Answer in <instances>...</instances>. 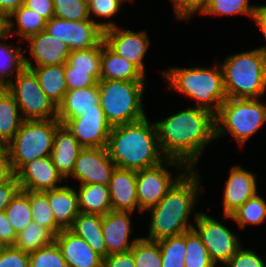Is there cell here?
Segmentation results:
<instances>
[{
	"mask_svg": "<svg viewBox=\"0 0 266 267\" xmlns=\"http://www.w3.org/2000/svg\"><path fill=\"white\" fill-rule=\"evenodd\" d=\"M154 124L164 157L189 169H195L204 148L215 139V115L198 107L181 110Z\"/></svg>",
	"mask_w": 266,
	"mask_h": 267,
	"instance_id": "6da1fadb",
	"label": "cell"
},
{
	"mask_svg": "<svg viewBox=\"0 0 266 267\" xmlns=\"http://www.w3.org/2000/svg\"><path fill=\"white\" fill-rule=\"evenodd\" d=\"M198 173L197 169H189L157 205L147 209L151 212L150 226L148 236L143 238L158 241L193 229L194 225L188 223V218L202 192Z\"/></svg>",
	"mask_w": 266,
	"mask_h": 267,
	"instance_id": "7a4b0ae2",
	"label": "cell"
},
{
	"mask_svg": "<svg viewBox=\"0 0 266 267\" xmlns=\"http://www.w3.org/2000/svg\"><path fill=\"white\" fill-rule=\"evenodd\" d=\"M106 148L111 160L121 169L143 170L166 159L158 144L155 124L147 117L112 126Z\"/></svg>",
	"mask_w": 266,
	"mask_h": 267,
	"instance_id": "3957f363",
	"label": "cell"
},
{
	"mask_svg": "<svg viewBox=\"0 0 266 267\" xmlns=\"http://www.w3.org/2000/svg\"><path fill=\"white\" fill-rule=\"evenodd\" d=\"M162 74L170 89L195 99V107L208 110L213 115L219 112L227 99L219 64L211 69L171 67Z\"/></svg>",
	"mask_w": 266,
	"mask_h": 267,
	"instance_id": "277c9868",
	"label": "cell"
},
{
	"mask_svg": "<svg viewBox=\"0 0 266 267\" xmlns=\"http://www.w3.org/2000/svg\"><path fill=\"white\" fill-rule=\"evenodd\" d=\"M227 98L259 99L266 92V52L261 48L228 56L220 64Z\"/></svg>",
	"mask_w": 266,
	"mask_h": 267,
	"instance_id": "5b68a950",
	"label": "cell"
},
{
	"mask_svg": "<svg viewBox=\"0 0 266 267\" xmlns=\"http://www.w3.org/2000/svg\"><path fill=\"white\" fill-rule=\"evenodd\" d=\"M146 81L100 80V106L111 126L146 117L143 92Z\"/></svg>",
	"mask_w": 266,
	"mask_h": 267,
	"instance_id": "8992f818",
	"label": "cell"
},
{
	"mask_svg": "<svg viewBox=\"0 0 266 267\" xmlns=\"http://www.w3.org/2000/svg\"><path fill=\"white\" fill-rule=\"evenodd\" d=\"M266 122V105L260 99L227 98L215 115V140L229 133L239 146Z\"/></svg>",
	"mask_w": 266,
	"mask_h": 267,
	"instance_id": "52a82bcc",
	"label": "cell"
},
{
	"mask_svg": "<svg viewBox=\"0 0 266 267\" xmlns=\"http://www.w3.org/2000/svg\"><path fill=\"white\" fill-rule=\"evenodd\" d=\"M61 125L58 119L22 122L13 140L6 146L14 173L29 161L51 156L54 136Z\"/></svg>",
	"mask_w": 266,
	"mask_h": 267,
	"instance_id": "ba28073f",
	"label": "cell"
},
{
	"mask_svg": "<svg viewBox=\"0 0 266 267\" xmlns=\"http://www.w3.org/2000/svg\"><path fill=\"white\" fill-rule=\"evenodd\" d=\"M6 88L13 95L24 120L57 119L58 107L43 92L32 69L24 67Z\"/></svg>",
	"mask_w": 266,
	"mask_h": 267,
	"instance_id": "9c48e42d",
	"label": "cell"
},
{
	"mask_svg": "<svg viewBox=\"0 0 266 267\" xmlns=\"http://www.w3.org/2000/svg\"><path fill=\"white\" fill-rule=\"evenodd\" d=\"M171 166H175L177 170H182V172L179 171L176 178H172L171 172L167 170ZM188 170L189 168L180 161L165 159L156 166L136 171V194L139 212L143 213L157 205Z\"/></svg>",
	"mask_w": 266,
	"mask_h": 267,
	"instance_id": "30bf717a",
	"label": "cell"
},
{
	"mask_svg": "<svg viewBox=\"0 0 266 267\" xmlns=\"http://www.w3.org/2000/svg\"><path fill=\"white\" fill-rule=\"evenodd\" d=\"M115 22H96L94 19L68 21L52 17L47 21L45 32L64 42L70 51L89 49L104 40V30L115 27Z\"/></svg>",
	"mask_w": 266,
	"mask_h": 267,
	"instance_id": "8fae6325",
	"label": "cell"
},
{
	"mask_svg": "<svg viewBox=\"0 0 266 267\" xmlns=\"http://www.w3.org/2000/svg\"><path fill=\"white\" fill-rule=\"evenodd\" d=\"M193 230L201 238L211 260L225 264L242 246L241 242L229 228L203 212L194 214Z\"/></svg>",
	"mask_w": 266,
	"mask_h": 267,
	"instance_id": "7c38bea8",
	"label": "cell"
},
{
	"mask_svg": "<svg viewBox=\"0 0 266 267\" xmlns=\"http://www.w3.org/2000/svg\"><path fill=\"white\" fill-rule=\"evenodd\" d=\"M59 121L83 148L107 147L112 126L103 110H90L83 116Z\"/></svg>",
	"mask_w": 266,
	"mask_h": 267,
	"instance_id": "4fadbf2b",
	"label": "cell"
},
{
	"mask_svg": "<svg viewBox=\"0 0 266 267\" xmlns=\"http://www.w3.org/2000/svg\"><path fill=\"white\" fill-rule=\"evenodd\" d=\"M115 169L116 165L106 147L83 148L78 154L70 176L77 179L80 185L108 184Z\"/></svg>",
	"mask_w": 266,
	"mask_h": 267,
	"instance_id": "5bb4252c",
	"label": "cell"
},
{
	"mask_svg": "<svg viewBox=\"0 0 266 267\" xmlns=\"http://www.w3.org/2000/svg\"><path fill=\"white\" fill-rule=\"evenodd\" d=\"M104 42L117 55L136 65L144 74V56L150 45L145 31L124 30L118 26L104 30Z\"/></svg>",
	"mask_w": 266,
	"mask_h": 267,
	"instance_id": "9a60e30c",
	"label": "cell"
},
{
	"mask_svg": "<svg viewBox=\"0 0 266 267\" xmlns=\"http://www.w3.org/2000/svg\"><path fill=\"white\" fill-rule=\"evenodd\" d=\"M15 175L22 191L51 190L61 187L60 183L64 182V178L54 166L51 156L25 163Z\"/></svg>",
	"mask_w": 266,
	"mask_h": 267,
	"instance_id": "2e32d148",
	"label": "cell"
},
{
	"mask_svg": "<svg viewBox=\"0 0 266 267\" xmlns=\"http://www.w3.org/2000/svg\"><path fill=\"white\" fill-rule=\"evenodd\" d=\"M133 212L111 210L102 216V233L106 245V256L109 254L129 252L136 241H129L132 231L130 215Z\"/></svg>",
	"mask_w": 266,
	"mask_h": 267,
	"instance_id": "e0dca14e",
	"label": "cell"
},
{
	"mask_svg": "<svg viewBox=\"0 0 266 267\" xmlns=\"http://www.w3.org/2000/svg\"><path fill=\"white\" fill-rule=\"evenodd\" d=\"M256 195L255 175L239 165L231 167L223 193V214L231 215L248 199Z\"/></svg>",
	"mask_w": 266,
	"mask_h": 267,
	"instance_id": "ac0fdd59",
	"label": "cell"
},
{
	"mask_svg": "<svg viewBox=\"0 0 266 267\" xmlns=\"http://www.w3.org/2000/svg\"><path fill=\"white\" fill-rule=\"evenodd\" d=\"M68 267H103L104 258L70 229L61 230L54 238Z\"/></svg>",
	"mask_w": 266,
	"mask_h": 267,
	"instance_id": "d6986e66",
	"label": "cell"
},
{
	"mask_svg": "<svg viewBox=\"0 0 266 267\" xmlns=\"http://www.w3.org/2000/svg\"><path fill=\"white\" fill-rule=\"evenodd\" d=\"M111 207L114 211H139L136 194V171L117 168L108 183Z\"/></svg>",
	"mask_w": 266,
	"mask_h": 267,
	"instance_id": "ffe728a7",
	"label": "cell"
},
{
	"mask_svg": "<svg viewBox=\"0 0 266 267\" xmlns=\"http://www.w3.org/2000/svg\"><path fill=\"white\" fill-rule=\"evenodd\" d=\"M26 41L29 43L26 46L30 45L29 53L35 60V66L64 64L71 52L64 42L45 31L29 37Z\"/></svg>",
	"mask_w": 266,
	"mask_h": 267,
	"instance_id": "44dd1931",
	"label": "cell"
},
{
	"mask_svg": "<svg viewBox=\"0 0 266 267\" xmlns=\"http://www.w3.org/2000/svg\"><path fill=\"white\" fill-rule=\"evenodd\" d=\"M90 110H102L100 92L96 86L67 90L62 103L58 106V120H70L83 116Z\"/></svg>",
	"mask_w": 266,
	"mask_h": 267,
	"instance_id": "7402d4cb",
	"label": "cell"
},
{
	"mask_svg": "<svg viewBox=\"0 0 266 267\" xmlns=\"http://www.w3.org/2000/svg\"><path fill=\"white\" fill-rule=\"evenodd\" d=\"M48 198L56 225L61 230L70 229L80 213L78 194L73 187H61L42 191Z\"/></svg>",
	"mask_w": 266,
	"mask_h": 267,
	"instance_id": "603a6c76",
	"label": "cell"
},
{
	"mask_svg": "<svg viewBox=\"0 0 266 267\" xmlns=\"http://www.w3.org/2000/svg\"><path fill=\"white\" fill-rule=\"evenodd\" d=\"M83 149L78 140L61 125L54 136L51 158L64 179L72 174L79 152Z\"/></svg>",
	"mask_w": 266,
	"mask_h": 267,
	"instance_id": "cb8c5ba5",
	"label": "cell"
},
{
	"mask_svg": "<svg viewBox=\"0 0 266 267\" xmlns=\"http://www.w3.org/2000/svg\"><path fill=\"white\" fill-rule=\"evenodd\" d=\"M144 74L136 65L117 55L101 42L100 80L145 81Z\"/></svg>",
	"mask_w": 266,
	"mask_h": 267,
	"instance_id": "d4e9b609",
	"label": "cell"
},
{
	"mask_svg": "<svg viewBox=\"0 0 266 267\" xmlns=\"http://www.w3.org/2000/svg\"><path fill=\"white\" fill-rule=\"evenodd\" d=\"M25 67L37 75L40 87L47 97L58 107L67 92L65 81V63L49 66H34L32 61L24 57Z\"/></svg>",
	"mask_w": 266,
	"mask_h": 267,
	"instance_id": "484cf974",
	"label": "cell"
},
{
	"mask_svg": "<svg viewBox=\"0 0 266 267\" xmlns=\"http://www.w3.org/2000/svg\"><path fill=\"white\" fill-rule=\"evenodd\" d=\"M77 194L82 213L104 216L112 210L108 184H83Z\"/></svg>",
	"mask_w": 266,
	"mask_h": 267,
	"instance_id": "4316f807",
	"label": "cell"
},
{
	"mask_svg": "<svg viewBox=\"0 0 266 267\" xmlns=\"http://www.w3.org/2000/svg\"><path fill=\"white\" fill-rule=\"evenodd\" d=\"M23 121L13 95L3 87L0 90V142L5 148L13 140Z\"/></svg>",
	"mask_w": 266,
	"mask_h": 267,
	"instance_id": "83f0119b",
	"label": "cell"
},
{
	"mask_svg": "<svg viewBox=\"0 0 266 267\" xmlns=\"http://www.w3.org/2000/svg\"><path fill=\"white\" fill-rule=\"evenodd\" d=\"M70 230L83 238L96 253L103 258L106 257L102 216L80 212L74 219Z\"/></svg>",
	"mask_w": 266,
	"mask_h": 267,
	"instance_id": "f1b7e54d",
	"label": "cell"
},
{
	"mask_svg": "<svg viewBox=\"0 0 266 267\" xmlns=\"http://www.w3.org/2000/svg\"><path fill=\"white\" fill-rule=\"evenodd\" d=\"M16 19V23L13 22ZM16 24V30L14 28ZM47 20L34 10L21 5L9 17H7V33L9 35H19L22 39L27 40L29 37L45 31ZM14 29V30H12Z\"/></svg>",
	"mask_w": 266,
	"mask_h": 267,
	"instance_id": "f546056e",
	"label": "cell"
},
{
	"mask_svg": "<svg viewBox=\"0 0 266 267\" xmlns=\"http://www.w3.org/2000/svg\"><path fill=\"white\" fill-rule=\"evenodd\" d=\"M9 34L0 38V85L6 87L24 67V55L22 49L11 44L3 43ZM2 40V41H1ZM16 72L15 75L12 73Z\"/></svg>",
	"mask_w": 266,
	"mask_h": 267,
	"instance_id": "4dcf8cb0",
	"label": "cell"
},
{
	"mask_svg": "<svg viewBox=\"0 0 266 267\" xmlns=\"http://www.w3.org/2000/svg\"><path fill=\"white\" fill-rule=\"evenodd\" d=\"M54 238L55 236L48 229L32 221L17 234L14 246L26 253H31L50 245Z\"/></svg>",
	"mask_w": 266,
	"mask_h": 267,
	"instance_id": "1f68e13d",
	"label": "cell"
},
{
	"mask_svg": "<svg viewBox=\"0 0 266 267\" xmlns=\"http://www.w3.org/2000/svg\"><path fill=\"white\" fill-rule=\"evenodd\" d=\"M16 234L33 221L30 191L20 190L4 211Z\"/></svg>",
	"mask_w": 266,
	"mask_h": 267,
	"instance_id": "d6a6232c",
	"label": "cell"
},
{
	"mask_svg": "<svg viewBox=\"0 0 266 267\" xmlns=\"http://www.w3.org/2000/svg\"><path fill=\"white\" fill-rule=\"evenodd\" d=\"M226 219L231 218L244 229L248 224L259 225L266 219V201L260 195L248 199L231 215H224Z\"/></svg>",
	"mask_w": 266,
	"mask_h": 267,
	"instance_id": "836d02e7",
	"label": "cell"
},
{
	"mask_svg": "<svg viewBox=\"0 0 266 267\" xmlns=\"http://www.w3.org/2000/svg\"><path fill=\"white\" fill-rule=\"evenodd\" d=\"M162 256V267H184L186 255V232L157 241Z\"/></svg>",
	"mask_w": 266,
	"mask_h": 267,
	"instance_id": "e575fe53",
	"label": "cell"
},
{
	"mask_svg": "<svg viewBox=\"0 0 266 267\" xmlns=\"http://www.w3.org/2000/svg\"><path fill=\"white\" fill-rule=\"evenodd\" d=\"M30 205L33 221L56 236L61 229L56 225L47 196L42 191H30Z\"/></svg>",
	"mask_w": 266,
	"mask_h": 267,
	"instance_id": "d590c367",
	"label": "cell"
},
{
	"mask_svg": "<svg viewBox=\"0 0 266 267\" xmlns=\"http://www.w3.org/2000/svg\"><path fill=\"white\" fill-rule=\"evenodd\" d=\"M184 267H216L201 238L193 229L186 232Z\"/></svg>",
	"mask_w": 266,
	"mask_h": 267,
	"instance_id": "8d00e7d4",
	"label": "cell"
},
{
	"mask_svg": "<svg viewBox=\"0 0 266 267\" xmlns=\"http://www.w3.org/2000/svg\"><path fill=\"white\" fill-rule=\"evenodd\" d=\"M130 251L136 267H162V256L157 241L140 237Z\"/></svg>",
	"mask_w": 266,
	"mask_h": 267,
	"instance_id": "74e56055",
	"label": "cell"
},
{
	"mask_svg": "<svg viewBox=\"0 0 266 267\" xmlns=\"http://www.w3.org/2000/svg\"><path fill=\"white\" fill-rule=\"evenodd\" d=\"M257 5H250L249 0H210L203 15L246 14L254 18Z\"/></svg>",
	"mask_w": 266,
	"mask_h": 267,
	"instance_id": "f35d334b",
	"label": "cell"
},
{
	"mask_svg": "<svg viewBox=\"0 0 266 267\" xmlns=\"http://www.w3.org/2000/svg\"><path fill=\"white\" fill-rule=\"evenodd\" d=\"M29 267H68L60 248L53 241L50 245L29 253Z\"/></svg>",
	"mask_w": 266,
	"mask_h": 267,
	"instance_id": "ab89813d",
	"label": "cell"
},
{
	"mask_svg": "<svg viewBox=\"0 0 266 267\" xmlns=\"http://www.w3.org/2000/svg\"><path fill=\"white\" fill-rule=\"evenodd\" d=\"M54 17L68 21L90 19L87 0H53Z\"/></svg>",
	"mask_w": 266,
	"mask_h": 267,
	"instance_id": "60d3db41",
	"label": "cell"
},
{
	"mask_svg": "<svg viewBox=\"0 0 266 267\" xmlns=\"http://www.w3.org/2000/svg\"><path fill=\"white\" fill-rule=\"evenodd\" d=\"M67 62L73 70H100L101 43L89 49L71 51Z\"/></svg>",
	"mask_w": 266,
	"mask_h": 267,
	"instance_id": "b9f144b4",
	"label": "cell"
},
{
	"mask_svg": "<svg viewBox=\"0 0 266 267\" xmlns=\"http://www.w3.org/2000/svg\"><path fill=\"white\" fill-rule=\"evenodd\" d=\"M64 76L67 90H74L96 86L100 81V70H73V67L65 62Z\"/></svg>",
	"mask_w": 266,
	"mask_h": 267,
	"instance_id": "7bdbcfd3",
	"label": "cell"
},
{
	"mask_svg": "<svg viewBox=\"0 0 266 267\" xmlns=\"http://www.w3.org/2000/svg\"><path fill=\"white\" fill-rule=\"evenodd\" d=\"M175 9L176 19L190 20L192 15L200 11L204 14L209 6L210 0H171Z\"/></svg>",
	"mask_w": 266,
	"mask_h": 267,
	"instance_id": "ee69618b",
	"label": "cell"
},
{
	"mask_svg": "<svg viewBox=\"0 0 266 267\" xmlns=\"http://www.w3.org/2000/svg\"><path fill=\"white\" fill-rule=\"evenodd\" d=\"M0 267H29V253L14 245L1 246Z\"/></svg>",
	"mask_w": 266,
	"mask_h": 267,
	"instance_id": "f6af8a7d",
	"label": "cell"
},
{
	"mask_svg": "<svg viewBox=\"0 0 266 267\" xmlns=\"http://www.w3.org/2000/svg\"><path fill=\"white\" fill-rule=\"evenodd\" d=\"M227 267H266L265 261L252 249H244L242 246L224 264Z\"/></svg>",
	"mask_w": 266,
	"mask_h": 267,
	"instance_id": "bcb514c9",
	"label": "cell"
},
{
	"mask_svg": "<svg viewBox=\"0 0 266 267\" xmlns=\"http://www.w3.org/2000/svg\"><path fill=\"white\" fill-rule=\"evenodd\" d=\"M122 1L125 0H88L89 17L92 16L93 13L95 14L94 16L109 19L118 13Z\"/></svg>",
	"mask_w": 266,
	"mask_h": 267,
	"instance_id": "7dc6e473",
	"label": "cell"
},
{
	"mask_svg": "<svg viewBox=\"0 0 266 267\" xmlns=\"http://www.w3.org/2000/svg\"><path fill=\"white\" fill-rule=\"evenodd\" d=\"M20 190V184L16 175H14L8 182L0 185V213L5 211L10 201Z\"/></svg>",
	"mask_w": 266,
	"mask_h": 267,
	"instance_id": "c3c4849f",
	"label": "cell"
},
{
	"mask_svg": "<svg viewBox=\"0 0 266 267\" xmlns=\"http://www.w3.org/2000/svg\"><path fill=\"white\" fill-rule=\"evenodd\" d=\"M17 234L11 226L5 212L0 213V246L14 245Z\"/></svg>",
	"mask_w": 266,
	"mask_h": 267,
	"instance_id": "681fc988",
	"label": "cell"
},
{
	"mask_svg": "<svg viewBox=\"0 0 266 267\" xmlns=\"http://www.w3.org/2000/svg\"><path fill=\"white\" fill-rule=\"evenodd\" d=\"M103 267H136L131 251L109 254L104 258Z\"/></svg>",
	"mask_w": 266,
	"mask_h": 267,
	"instance_id": "f907efd6",
	"label": "cell"
},
{
	"mask_svg": "<svg viewBox=\"0 0 266 267\" xmlns=\"http://www.w3.org/2000/svg\"><path fill=\"white\" fill-rule=\"evenodd\" d=\"M24 6L34 10L37 14L49 21L54 17L53 0H25Z\"/></svg>",
	"mask_w": 266,
	"mask_h": 267,
	"instance_id": "816d5d0a",
	"label": "cell"
},
{
	"mask_svg": "<svg viewBox=\"0 0 266 267\" xmlns=\"http://www.w3.org/2000/svg\"><path fill=\"white\" fill-rule=\"evenodd\" d=\"M15 175L8 150L5 148L0 153V185L8 182Z\"/></svg>",
	"mask_w": 266,
	"mask_h": 267,
	"instance_id": "f5cc1de1",
	"label": "cell"
},
{
	"mask_svg": "<svg viewBox=\"0 0 266 267\" xmlns=\"http://www.w3.org/2000/svg\"><path fill=\"white\" fill-rule=\"evenodd\" d=\"M253 20L256 22L258 27L266 39V5H257L256 12L254 14ZM260 48L266 52V46H260Z\"/></svg>",
	"mask_w": 266,
	"mask_h": 267,
	"instance_id": "db71d44e",
	"label": "cell"
},
{
	"mask_svg": "<svg viewBox=\"0 0 266 267\" xmlns=\"http://www.w3.org/2000/svg\"><path fill=\"white\" fill-rule=\"evenodd\" d=\"M25 0H0V14L6 19L21 5H24Z\"/></svg>",
	"mask_w": 266,
	"mask_h": 267,
	"instance_id": "11a10c76",
	"label": "cell"
},
{
	"mask_svg": "<svg viewBox=\"0 0 266 267\" xmlns=\"http://www.w3.org/2000/svg\"><path fill=\"white\" fill-rule=\"evenodd\" d=\"M7 33V19L0 14V38Z\"/></svg>",
	"mask_w": 266,
	"mask_h": 267,
	"instance_id": "9f6ffc18",
	"label": "cell"
},
{
	"mask_svg": "<svg viewBox=\"0 0 266 267\" xmlns=\"http://www.w3.org/2000/svg\"><path fill=\"white\" fill-rule=\"evenodd\" d=\"M5 149L4 145L0 142V153Z\"/></svg>",
	"mask_w": 266,
	"mask_h": 267,
	"instance_id": "6f0895ef",
	"label": "cell"
}]
</instances>
